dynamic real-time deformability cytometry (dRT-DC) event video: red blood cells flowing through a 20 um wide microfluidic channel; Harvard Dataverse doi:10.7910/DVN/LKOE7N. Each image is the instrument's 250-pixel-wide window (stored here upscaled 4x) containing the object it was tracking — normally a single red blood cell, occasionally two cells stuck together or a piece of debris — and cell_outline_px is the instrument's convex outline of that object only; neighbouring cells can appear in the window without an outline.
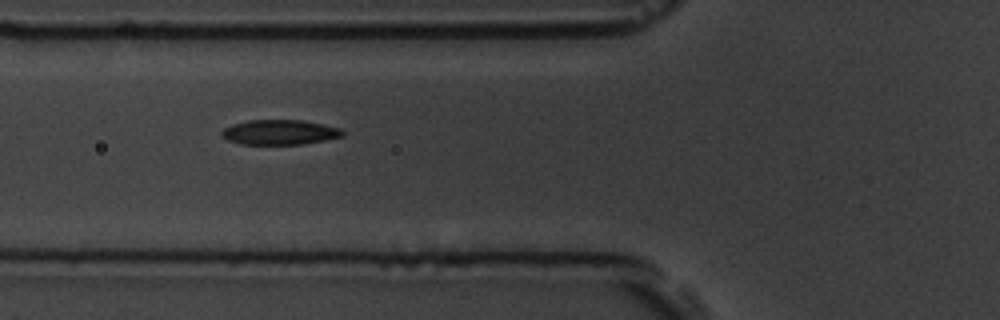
{"species": "common noctule bat (a hibernating species)", "species_latin": "Nyctalus noctula", "temperature_condition": "room temperature", "stored_images_in_passage": 9, "camera_frame_rate_fps": 3000, "um_per_image_px": 0.085, "animal": {"sex": "male", "body_mass_g": 19.5, "forearm_length_mm": 54.6}, "frame": {"image": 1, "passage_image": 4, "time_ms": 3.333, "image_size_px": [1000, 320], "cell_outline_px": [[344, 136], [328, 140], [300, 144], [240, 144], [228, 140], [220, 136], [220, 132], [224, 128], [232, 124], [248, 120], [304, 120], [340, 128], [344, 132]], "centroid_in_image_um": [23.77, 11.24], "position_along_channel_um": 102.0, "area_um2": 17.69}}
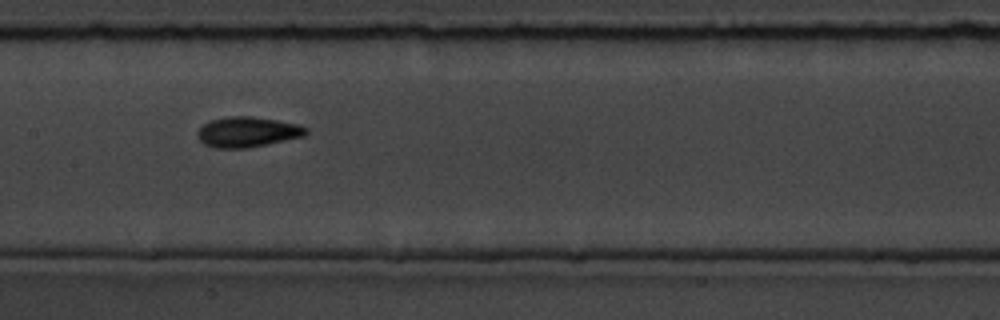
{"frame": {"image": 2, "passage_image": 6, "time_ms": 5.667, "image_size_px": [1000, 320], "cell_outline_px": [[308, 132], [304, 136], [248, 148], [216, 148], [204, 144], [196, 136], [196, 132], [204, 124], [212, 120], [228, 116], [252, 116], [300, 124], [308, 128]], "centroid_in_image_um": [21.04, 11.21], "position_along_channel_um": 186.4, "area_um2": 19.19}}
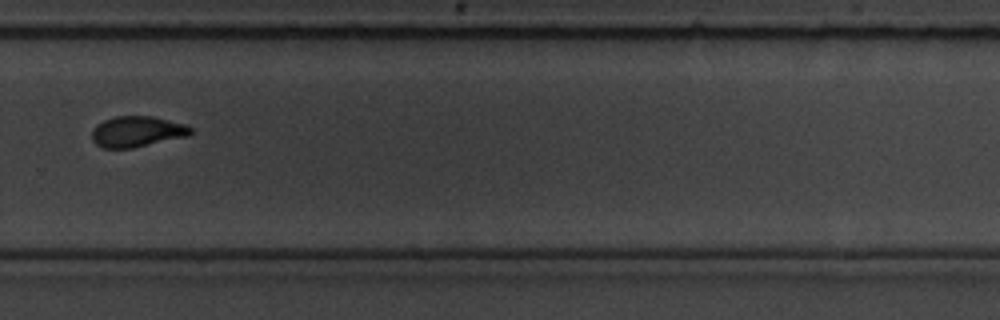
{"frame": {"image": 3, "passage_image": 9, "time_ms": 9.333, "image_size_px": [1000, 320], "cell_outline_px": [[192, 132], [188, 136], [132, 148], [104, 148], [96, 144], [92, 140], [92, 132], [104, 120], [116, 116], [152, 116], [188, 124], [192, 128]], "centroid_in_image_um": [11.7, 11.18], "position_along_channel_um": 318.1, "area_um2": 17.63}}